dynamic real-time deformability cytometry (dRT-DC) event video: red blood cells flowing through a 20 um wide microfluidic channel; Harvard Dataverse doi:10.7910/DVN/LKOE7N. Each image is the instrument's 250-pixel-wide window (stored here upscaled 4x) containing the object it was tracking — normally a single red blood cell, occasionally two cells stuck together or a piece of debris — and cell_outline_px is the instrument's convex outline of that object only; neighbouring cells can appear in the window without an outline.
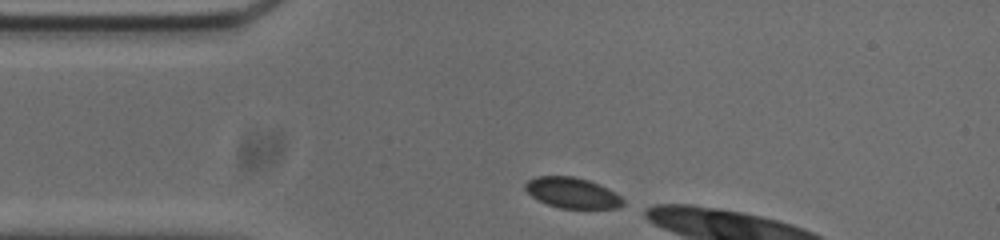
{"species": "common noctule bat (a hibernating species)", "species_latin": "Nyctalus noctula", "temperature_condition": "cold", "stored_images_in_passage": 5, "camera_frame_rate_fps": 3000, "um_per_image_px": 0.085, "animal": {"sex": "male", "body_mass_g": 20.0, "forearm_length_mm": 53.3}, "frame": {"image": 1, "passage_image": 1, "time_ms": 0.0, "image_size_px": [1000, 240], "cell_outline_px": [[624, 204], [620, 208], [560, 208], [548, 204], [532, 196], [524, 188], [524, 184], [528, 180], [536, 176], [572, 176], [588, 180], [600, 184], [608, 188], [620, 196], [624, 200]], "centroid_in_image_um": [48.66, 16.38], "position_along_channel_um": 36.3, "area_um2": 17.4}}